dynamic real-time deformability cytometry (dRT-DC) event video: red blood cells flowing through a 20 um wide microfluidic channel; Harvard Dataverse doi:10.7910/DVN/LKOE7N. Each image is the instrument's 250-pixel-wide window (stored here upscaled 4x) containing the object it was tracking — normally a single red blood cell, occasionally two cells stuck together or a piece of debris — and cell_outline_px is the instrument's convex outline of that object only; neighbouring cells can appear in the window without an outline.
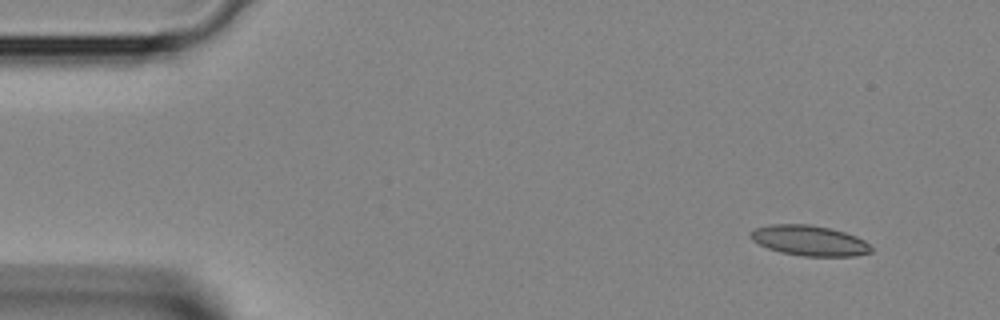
{"species": "Egyptian fruit bat (a non-hibernating species)", "species_latin": "Rousettus aegyptiacus", "temperature_condition": "room temperature", "stored_images_in_passage": 3, "camera_frame_rate_fps": 3000, "um_per_image_px": 0.085, "animal": {"sex": "female"}, "frame": {"image": 1, "passage_image": 1, "time_ms": 0.0, "image_size_px": [1000, 320], "cell_outline_px": [[872, 252], [856, 256], [804, 256], [780, 252], [768, 248], [752, 240], [748, 236], [748, 232], [756, 228], [772, 224], [812, 224], [844, 232], [856, 236], [864, 240], [872, 248]], "centroid_in_image_um": [68.78, 20.45], "position_along_channel_um": 16.2, "area_um2": 21.33}}
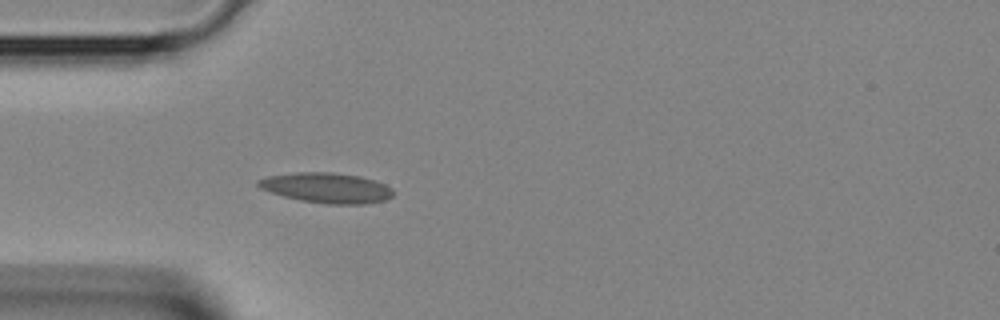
{"frame": {"image": 2, "passage_image": 3, "time_ms": 0.667, "image_size_px": [1000, 320], "cell_outline_px": [[392, 196], [384, 200], [364, 204], [328, 204], [300, 200], [284, 196], [260, 188], [256, 184], [256, 180], [268, 176], [296, 172], [328, 172], [360, 176], [384, 184], [392, 188]], "centroid_in_image_um": [27.74, 15.96], "position_along_channel_um": 57.3, "area_um2": 23.52}}